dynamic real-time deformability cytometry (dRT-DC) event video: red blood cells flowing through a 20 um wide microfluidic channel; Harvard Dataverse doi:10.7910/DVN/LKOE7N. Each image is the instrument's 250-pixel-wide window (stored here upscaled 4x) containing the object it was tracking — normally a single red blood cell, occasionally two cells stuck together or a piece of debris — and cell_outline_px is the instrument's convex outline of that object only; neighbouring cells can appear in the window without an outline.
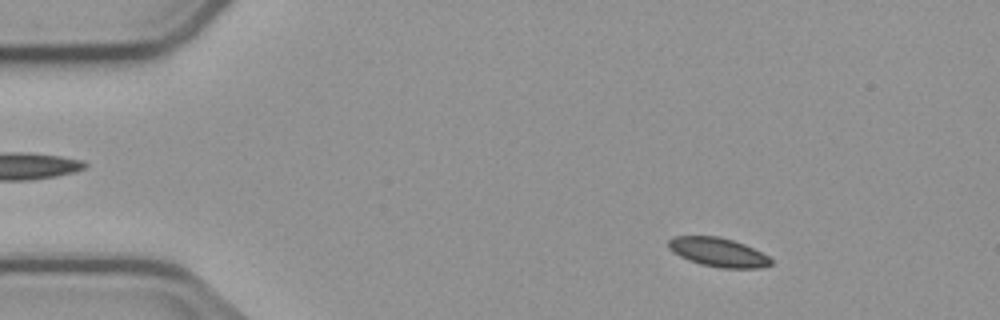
{"species": "common noctule bat (a hibernating species)", "species_latin": "Nyctalus noctula", "temperature_condition": "cold", "stored_images_in_passage": 54, "camera_frame_rate_fps": 3000, "um_per_image_px": 0.085, "animal": {"sex": "male", "body_mass_g": 23.1, "forearm_length_mm": 52.7}, "frame": {"image": 1, "passage_image": 7, "time_ms": 2.0, "image_size_px": [1000, 320], "cell_outline_px": [[772, 264], [760, 268], [720, 268], [700, 264], [688, 260], [672, 252], [668, 248], [668, 240], [672, 236], [720, 236], [744, 244], [768, 256], [772, 260]], "centroid_in_image_um": [61.01, 21.44], "position_along_channel_um": 24.0, "area_um2": 17.34}}
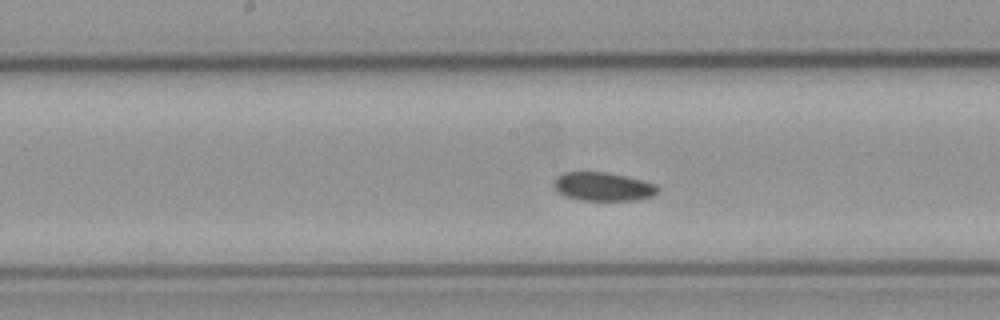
{"frame": {"image": 2, "passage_image": 27, "time_ms": 8.667, "image_size_px": [1000, 320], "cell_outline_px": [[660, 188], [652, 196], [636, 200], [580, 200], [564, 196], [552, 184], [556, 176], [564, 172], [608, 172], [656, 184]], "centroid_in_image_um": [51.23, 15.86], "position_along_channel_um": 197.0, "area_um2": 17.22}}
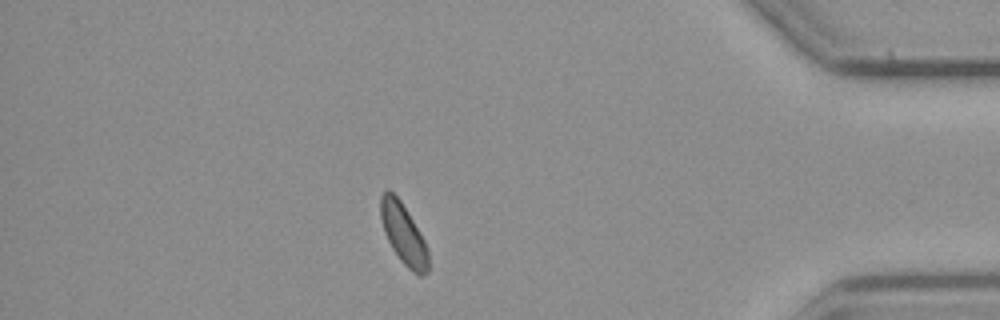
{"frame": {"image": 3, "passage_image": 47, "time_ms": 15.333, "image_size_px": [1000, 320], "cell_outline_px": [[428, 272], [420, 276], [412, 272], [400, 260], [392, 248], [384, 232], [380, 216], [380, 196], [388, 188], [400, 200], [408, 212], [420, 232], [428, 248]], "centroid_in_image_um": [34.29, 19.89], "position_along_channel_um": 400.9, "area_um2": 16.82}, "authors_computed_cell_mechanics": {"area_um2": 17.34, "velocity_mm_per_s": 3.7187, "shape_relaxation_time_tau1_ms": 4.1323, "shape_relaxation_time_tau2_ms": null, "deformation_change_tau1": 0.0406, "deformation_change_tau2": null}}